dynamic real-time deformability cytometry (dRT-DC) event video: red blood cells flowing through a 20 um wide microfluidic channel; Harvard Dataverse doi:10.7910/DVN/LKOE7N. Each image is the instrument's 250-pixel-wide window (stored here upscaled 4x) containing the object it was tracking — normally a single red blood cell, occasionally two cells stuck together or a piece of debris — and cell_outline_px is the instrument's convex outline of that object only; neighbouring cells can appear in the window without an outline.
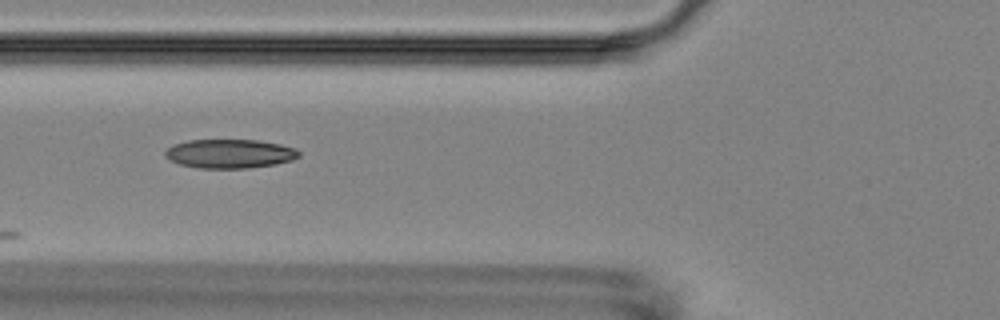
{"species": "Egyptian fruit bat (a non-hibernating species)", "species_latin": "Rousettus aegyptiacus", "temperature_condition": "room temperature", "stored_images_in_passage": 9, "camera_frame_rate_fps": 3000, "um_per_image_px": 0.085, "animal": {"sex": "female"}, "frame": {"image": 1, "passage_image": 6, "time_ms": 6.0, "image_size_px": [1000, 320], "cell_outline_px": [[300, 156], [292, 160], [276, 164], [248, 168], [196, 168], [180, 164], [164, 156], [164, 152], [172, 144], [188, 140], [260, 140], [280, 144], [296, 148], [300, 152]], "centroid_in_image_um": [19.54, 13.06], "position_along_channel_um": 106.3, "area_um2": 22.72}}